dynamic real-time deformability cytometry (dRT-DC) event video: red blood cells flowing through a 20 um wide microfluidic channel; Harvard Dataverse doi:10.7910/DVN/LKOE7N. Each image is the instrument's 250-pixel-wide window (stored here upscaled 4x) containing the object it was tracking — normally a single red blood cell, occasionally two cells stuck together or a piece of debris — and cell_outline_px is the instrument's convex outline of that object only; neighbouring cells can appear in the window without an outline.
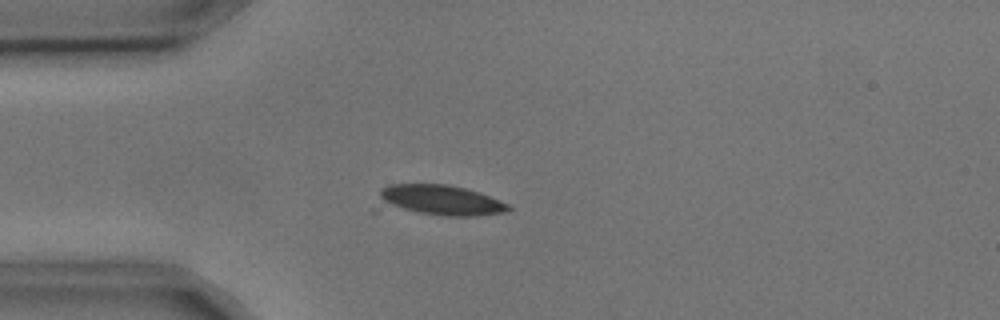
{"species": "common noctule bat (a hibernating species)", "species_latin": "Nyctalus noctula", "temperature_condition": "cold", "stored_images_in_passage": 3, "camera_frame_rate_fps": 3000, "um_per_image_px": 0.085, "animal": {"sex": "male", "body_mass_g": 17.9, "forearm_length_mm": 54.2}, "frame": {"image": 1, "passage_image": 3, "time_ms": 0.667, "image_size_px": [1000, 320], "cell_outline_px": [[512, 208], [504, 212], [476, 216], [448, 216], [372, 212], [372, 208], [380, 188], [388, 184], [448, 184], [480, 192], [500, 200], [508, 204]], "centroid_in_image_um": [37.06, 17.07], "position_along_channel_um": 47.9, "area_um2": 25.26}}